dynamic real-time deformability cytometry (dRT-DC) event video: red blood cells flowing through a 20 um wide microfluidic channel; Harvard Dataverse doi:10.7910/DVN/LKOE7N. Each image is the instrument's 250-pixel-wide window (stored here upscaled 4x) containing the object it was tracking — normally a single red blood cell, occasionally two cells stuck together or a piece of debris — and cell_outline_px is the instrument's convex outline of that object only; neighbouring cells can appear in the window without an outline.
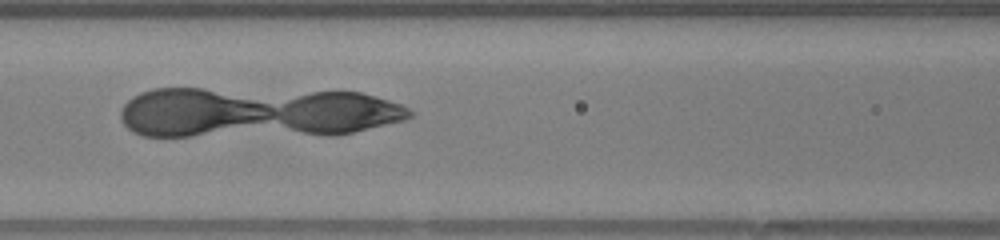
{"species": "human", "species_latin": "Homo sapiens", "temperature_condition": "warm", "stored_images_in_passage": 44, "segment_of_instrument_passage": [4, 4], "camera_frame_rate_fps": 3000, "um_per_image_px": 0.085, "donor": {"sex": "female"}, "frame": {"image": 1, "passage_image": 17, "time_ms": 5.333, "image_size_px": [1000, 240], "cell_outline_px": [[396, 116], [372, 124], [340, 132], [324, 132], [304, 128], [312, 96], [328, 92], [348, 92], [364, 96], [376, 100], [384, 104]], "centroid_in_image_um": [29.26, 9.53], "position_along_channel_um": 137.3, "area_um2": 19.02}}